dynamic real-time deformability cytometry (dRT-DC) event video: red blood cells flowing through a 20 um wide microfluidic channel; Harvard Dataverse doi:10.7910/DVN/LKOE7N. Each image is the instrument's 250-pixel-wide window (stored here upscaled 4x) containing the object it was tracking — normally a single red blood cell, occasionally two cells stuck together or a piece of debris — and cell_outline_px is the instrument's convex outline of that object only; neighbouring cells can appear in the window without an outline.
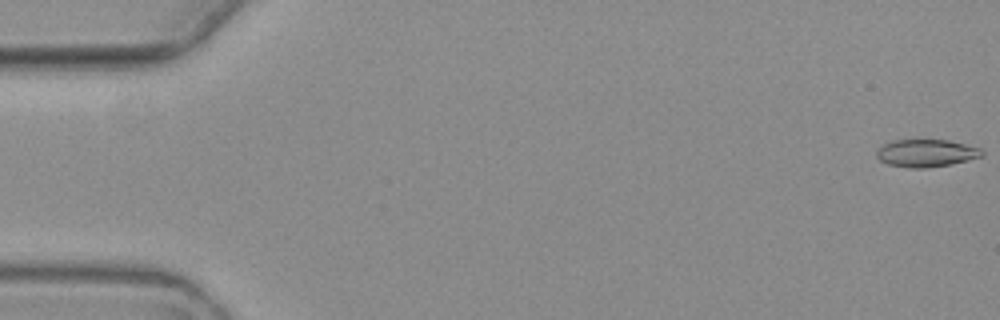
{"species": "common noctule bat (a hibernating species)", "species_latin": "Nyctalus noctula", "temperature_condition": "warm", "stored_images_in_passage": 6, "camera_frame_rate_fps": 3000, "um_per_image_px": 0.085, "animal": {"sex": "female", "body_mass_g": 19.3, "forearm_length_mm": 54.1}, "frame": {"image": 1, "passage_image": 1, "time_ms": 0.0, "image_size_px": [1000, 320], "cell_outline_px": [[984, 156], [952, 164], [924, 168], [908, 168], [888, 164], [880, 160], [876, 156], [876, 152], [884, 144], [892, 140], [916, 136], [948, 140], [980, 148], [984, 152]], "centroid_in_image_um": [78.71, 12.96], "position_along_channel_um": 6.3, "area_um2": 17.69}}
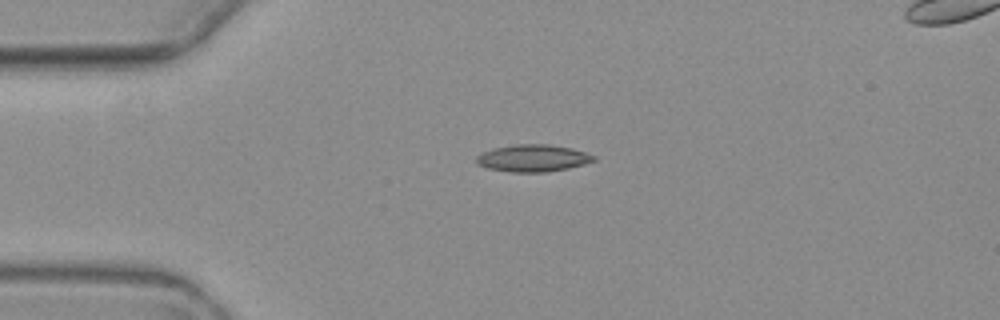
{"frame": {"image": 2, "passage_image": 4, "time_ms": 4.333, "image_size_px": [1000, 320], "cell_outline_px": [[596, 160], [584, 164], [568, 168], [544, 172], [512, 172], [488, 168], [476, 164], [476, 156], [480, 152], [492, 148], [516, 144], [548, 144], [572, 148], [596, 156]], "centroid_in_image_um": [45.26, 13.43], "position_along_channel_um": 39.7, "area_um2": 18.61}}
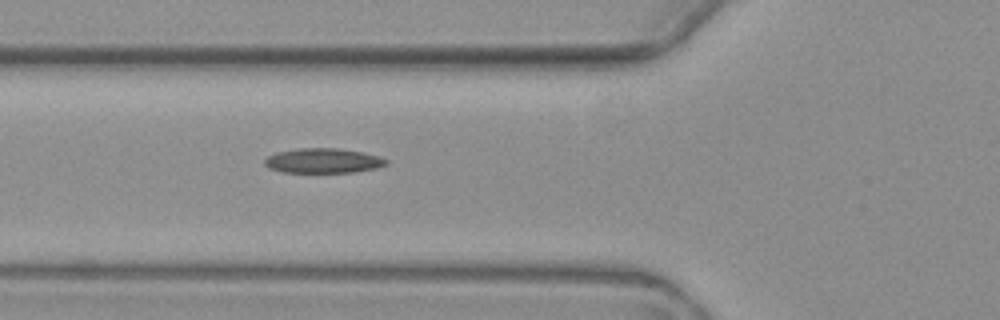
{"frame": {"image": 3, "passage_image": 6, "time_ms": 6.667, "image_size_px": [1000, 320], "cell_outline_px": [[388, 164], [376, 168], [352, 172], [284, 172], [268, 168], [264, 164], [264, 160], [268, 156], [276, 152], [300, 148], [336, 148], [364, 152], [380, 156], [388, 160]], "centroid_in_image_um": [27.48, 13.65], "position_along_channel_um": 98.3, "area_um2": 17.57}}